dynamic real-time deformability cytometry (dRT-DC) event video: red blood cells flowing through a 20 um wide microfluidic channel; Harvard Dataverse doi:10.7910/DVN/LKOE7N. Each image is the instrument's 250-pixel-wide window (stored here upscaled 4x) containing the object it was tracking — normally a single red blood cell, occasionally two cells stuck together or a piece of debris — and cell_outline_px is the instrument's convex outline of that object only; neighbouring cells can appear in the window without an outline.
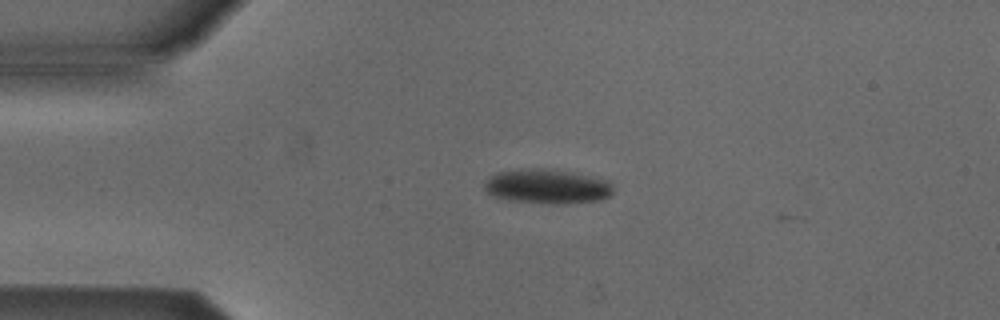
{"species": "Egyptian fruit bat (a non-hibernating species)", "species_latin": "Rousettus aegyptiacus", "temperature_condition": "cold", "stored_images_in_passage": 42, "camera_frame_rate_fps": 3000, "um_per_image_px": 0.085, "animal": {"sex": "male"}, "frame": {"image": 1, "passage_image": 1, "time_ms": 0.0, "image_size_px": [1000, 320], "cell_outline_px": [[612, 192], [608, 196], [600, 200], [568, 204], [548, 204], [508, 200], [492, 196], [484, 188], [484, 184], [496, 172], [536, 168], [540, 168], [564, 172], [604, 180], [612, 184]], "centroid_in_image_um": [46.47, 15.88], "position_along_channel_um": 38.5, "area_um2": 25.32}}
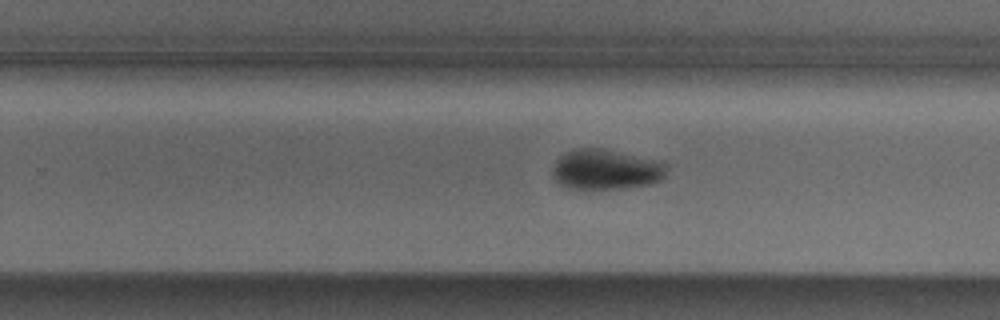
{"frame": {"image": 2, "passage_image": 22, "time_ms": 7.0, "image_size_px": [1000, 320], "cell_outline_px": [[668, 168], [664, 176], [660, 180], [652, 184], [624, 188], [568, 188], [560, 184], [552, 176], [552, 168], [556, 160], [564, 152], [572, 148], [604, 148], [660, 160], [668, 164]], "centroid_in_image_um": [51.52, 14.38], "position_along_channel_um": 278.3, "area_um2": 27.17}}
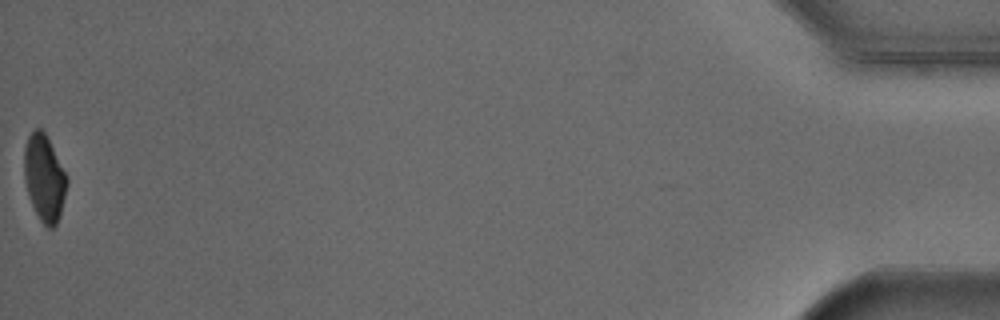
{"frame": {"image": 3, "passage_image": 42, "time_ms": 13.667, "image_size_px": [1000, 320], "cell_outline_px": [[68, 184], [60, 216], [56, 224], [52, 228], [48, 228], [40, 220], [32, 204], [24, 180], [24, 148], [28, 136], [36, 128], [40, 128], [44, 132], [68, 176]], "centroid_in_image_um": [3.78, 15.13], "position_along_channel_um": 431.4, "area_um2": 21.44}, "authors_computed_cell_mechanics": {"area_um2": 26.3279, "velocity_mm_per_s": 3.8572, "shape_relaxation_time_tau1_ms": 2.1644, "shape_relaxation_time_tau2_ms": null, "deformation_change_tau1": 0.0898, "deformation_change_tau2": null}}